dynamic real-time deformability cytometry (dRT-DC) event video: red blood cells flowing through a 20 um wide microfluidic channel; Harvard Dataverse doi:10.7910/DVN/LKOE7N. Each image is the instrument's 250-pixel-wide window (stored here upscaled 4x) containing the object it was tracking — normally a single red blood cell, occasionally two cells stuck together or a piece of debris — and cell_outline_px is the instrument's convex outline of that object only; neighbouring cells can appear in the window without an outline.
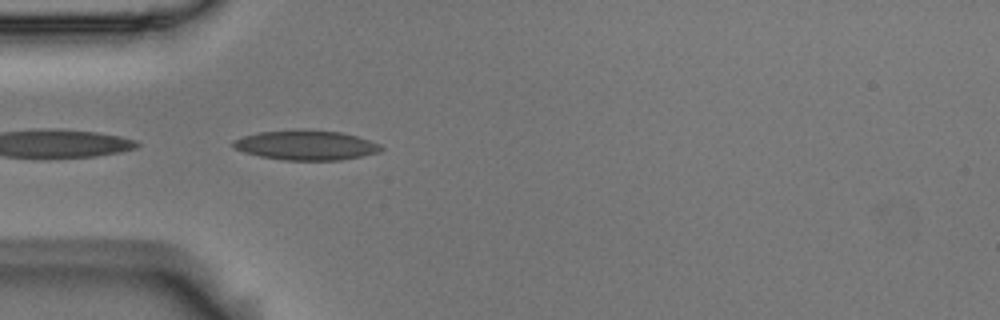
{"species": "Egyptian fruit bat (a non-hibernating species)", "species_latin": "Rousettus aegyptiacus", "temperature_condition": "room temperature", "stored_images_in_passage": 4, "camera_frame_rate_fps": 3000, "um_per_image_px": 0.085, "animal": {"sex": "male"}, "frame": {"image": 1, "passage_image": 4, "time_ms": 1.0, "image_size_px": [1000, 320], "cell_outline_px": [[384, 148], [380, 152], [340, 160], [280, 160], [260, 156], [244, 152], [232, 148], [232, 140], [244, 136], [260, 132], [296, 128], [300, 128], [340, 132], [356, 136], [380, 144]], "centroid_in_image_um": [25.97, 12.33], "position_along_channel_um": 59.0, "area_um2": 25.89}}